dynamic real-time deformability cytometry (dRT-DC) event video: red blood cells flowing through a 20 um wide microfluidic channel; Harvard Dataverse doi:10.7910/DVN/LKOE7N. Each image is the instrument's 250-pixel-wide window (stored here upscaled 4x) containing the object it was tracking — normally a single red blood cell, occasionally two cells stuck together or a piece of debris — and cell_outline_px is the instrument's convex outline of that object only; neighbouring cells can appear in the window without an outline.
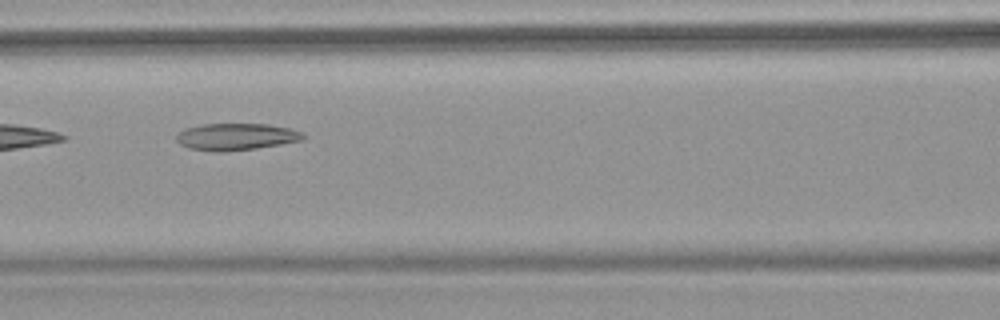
{"species": "common noctule bat (a hibernating species)", "species_latin": "Nyctalus noctula", "temperature_condition": "warm", "stored_images_in_passage": 9, "camera_frame_rate_fps": 3000, "um_per_image_px": 0.085, "animal": {"sex": "female", "body_mass_g": 18.4}, "frame": {"image": 1, "passage_image": 7, "time_ms": 7.0, "image_size_px": [1000, 320], "cell_outline_px": [[308, 136], [304, 140], [256, 148], [220, 152], [212, 152], [188, 148], [180, 144], [176, 140], [176, 136], [184, 128], [200, 124], [268, 124], [292, 128], [304, 132]], "centroid_in_image_um": [20.11, 11.62], "position_along_channel_um": 146.5, "area_um2": 20.17}}
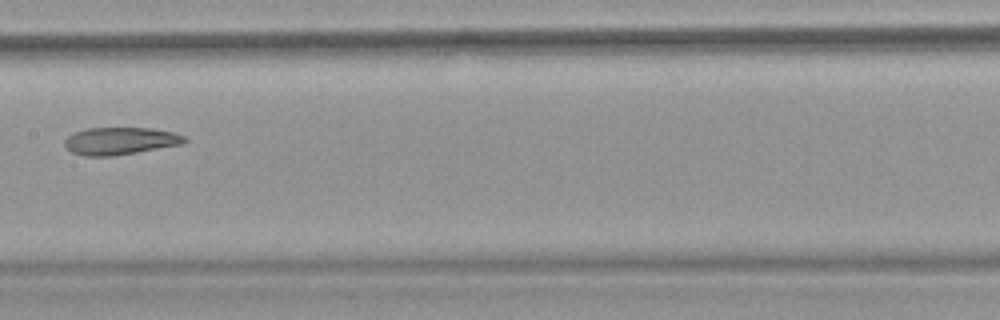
{"frame": {"image": 2, "passage_image": 8, "time_ms": 8.333, "image_size_px": [1000, 320], "cell_outline_px": [[188, 140], [184, 144], [112, 156], [84, 156], [72, 152], [64, 144], [64, 140], [68, 136], [76, 132], [88, 128], [152, 128], [172, 132], [184, 136]], "centroid_in_image_um": [10.23, 11.98], "position_along_channel_um": 197.2, "area_um2": 19.02}}